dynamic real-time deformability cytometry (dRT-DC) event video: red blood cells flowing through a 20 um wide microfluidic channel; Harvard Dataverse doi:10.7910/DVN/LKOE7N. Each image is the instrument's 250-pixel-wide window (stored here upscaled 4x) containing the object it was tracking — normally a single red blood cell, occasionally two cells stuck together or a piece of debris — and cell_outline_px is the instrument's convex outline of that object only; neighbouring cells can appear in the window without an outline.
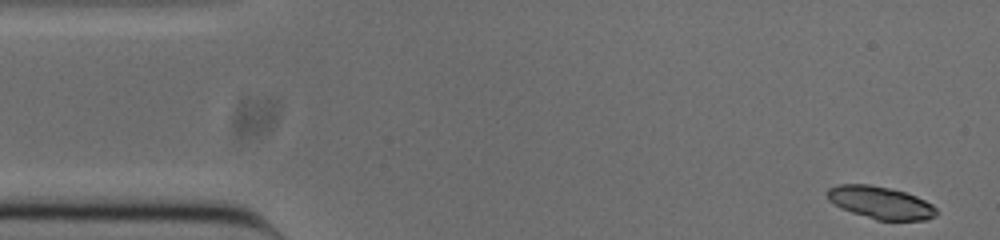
{"species": "common noctule bat (a hibernating species)", "species_latin": "Nyctalus noctula", "temperature_condition": "cold", "stored_images_in_passage": 51, "camera_frame_rate_fps": 3000, "um_per_image_px": 0.085, "animal": {"sex": "male", "body_mass_g": 20.0, "forearm_length_mm": 53.3}, "frame": {"image": 1, "passage_image": 1, "time_ms": 0.0, "image_size_px": [1000, 240], "cell_outline_px": [[936, 216], [928, 220], [876, 220], [840, 208], [828, 200], [828, 188], [840, 184], [868, 184], [888, 188], [904, 192], [916, 196], [932, 204], [936, 208]], "centroid_in_image_um": [74.85, 17.23], "position_along_channel_um": 10.2, "area_um2": 20.52}}
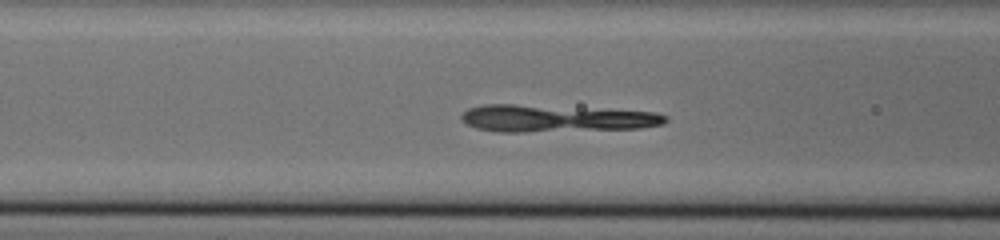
{"frame": {"image": 2, "passage_image": 18, "time_ms": 5.667, "image_size_px": [1000, 240], "cell_outline_px": [[668, 120], [664, 124], [640, 128], [524, 132], [500, 132], [476, 128], [460, 120], [460, 116], [468, 108], [484, 104], [512, 104], [656, 112], [668, 116]], "centroid_in_image_um": [47.23, 10.07], "position_along_channel_um": 119.4, "area_um2": 32.08}}
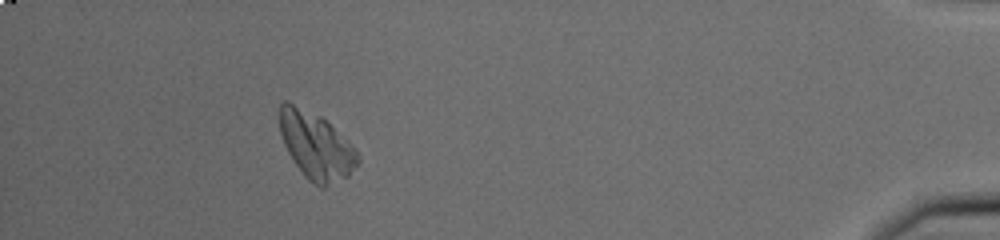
{"frame": {"image": 3, "passage_image": 46, "time_ms": 15.0, "image_size_px": [1000, 240], "cell_outline_px": [[360, 164], [348, 176], [324, 188], [320, 188], [308, 180], [296, 164], [288, 152], [284, 144], [280, 132], [280, 104], [284, 100], [288, 100], [320, 116], [356, 152], [360, 160]], "centroid_in_image_um": [26.83, 12.41], "position_along_channel_um": 408.4, "area_um2": 29.82}}